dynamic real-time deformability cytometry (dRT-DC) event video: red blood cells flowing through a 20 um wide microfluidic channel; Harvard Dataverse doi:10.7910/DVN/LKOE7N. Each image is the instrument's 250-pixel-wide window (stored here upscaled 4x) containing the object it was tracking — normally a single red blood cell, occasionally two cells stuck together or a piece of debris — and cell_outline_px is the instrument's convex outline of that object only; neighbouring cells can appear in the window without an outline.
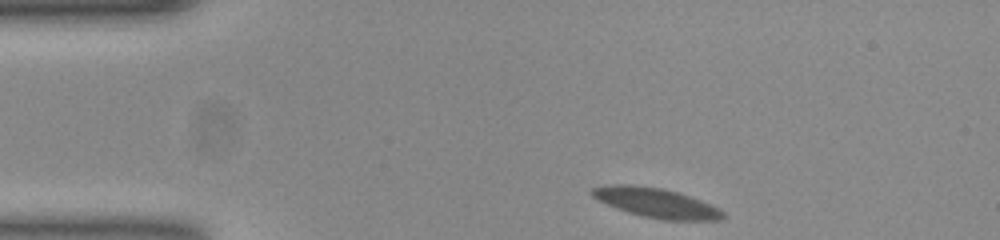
{"species": "common noctule bat (a hibernating species)", "species_latin": "Nyctalus noctula", "temperature_condition": "room temperature", "stored_images_in_passage": 47, "camera_frame_rate_fps": 3000, "um_per_image_px": 0.085, "animal": {"sex": "female", "body_mass_g": 23.0, "forearm_length_mm": 53.4}, "frame": {"image": 1, "passage_image": 1, "time_ms": 0.0, "image_size_px": [1000, 240], "cell_outline_px": [[724, 216], [720, 220], [664, 220], [644, 216], [628, 212], [616, 208], [592, 196], [592, 188], [616, 184], [628, 184], [660, 188], [676, 192], [700, 200], [720, 208], [724, 212]], "centroid_in_image_um": [55.81, 17.25], "position_along_channel_um": 29.2, "area_um2": 22.08}}
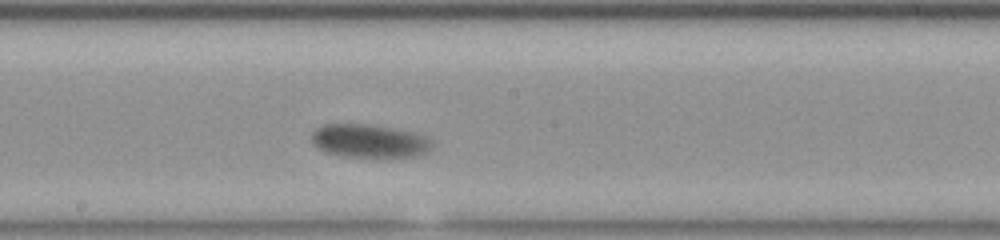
{"frame": {"image": 2, "passage_image": 21, "time_ms": 6.667, "image_size_px": [1000, 240], "cell_outline_px": [[432, 148], [428, 152], [416, 156], [344, 156], [328, 152], [312, 144], [312, 132], [316, 128], [324, 124], [368, 124], [392, 128], [412, 132], [428, 136], [432, 144]], "centroid_in_image_um": [31.4, 11.96], "position_along_channel_um": 216.8, "area_um2": 23.12}}
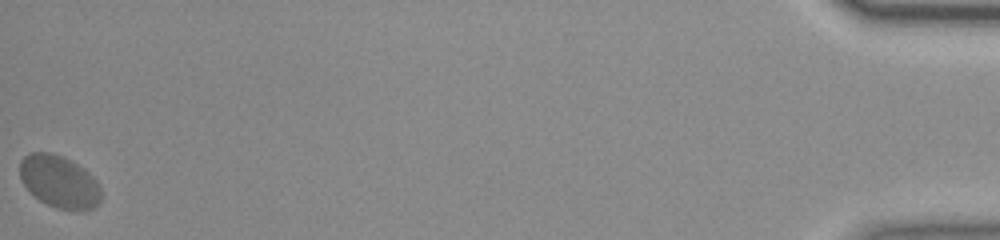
{"frame": {"image": 3, "passage_image": 47, "time_ms": 15.333, "image_size_px": [1000, 240], "cell_outline_px": [[100, 200], [92, 208], [56, 208], [40, 200], [24, 184], [20, 176], [20, 160], [24, 156], [32, 152], [48, 152], [60, 156], [84, 168], [96, 180], [100, 188]], "centroid_in_image_um": [5.01, 15.4], "position_along_channel_um": 430.2, "area_um2": 23.99}, "authors_computed_cell_mechanics": {"area_um2": 22.7154, "velocity_mm_per_s": 3.6476, "shape_relaxation_time_tau1_ms": 1.4078, "shape_relaxation_time_tau2_ms": null, "deformation_change_tau1": 0.0994, "deformation_change_tau2": null}}